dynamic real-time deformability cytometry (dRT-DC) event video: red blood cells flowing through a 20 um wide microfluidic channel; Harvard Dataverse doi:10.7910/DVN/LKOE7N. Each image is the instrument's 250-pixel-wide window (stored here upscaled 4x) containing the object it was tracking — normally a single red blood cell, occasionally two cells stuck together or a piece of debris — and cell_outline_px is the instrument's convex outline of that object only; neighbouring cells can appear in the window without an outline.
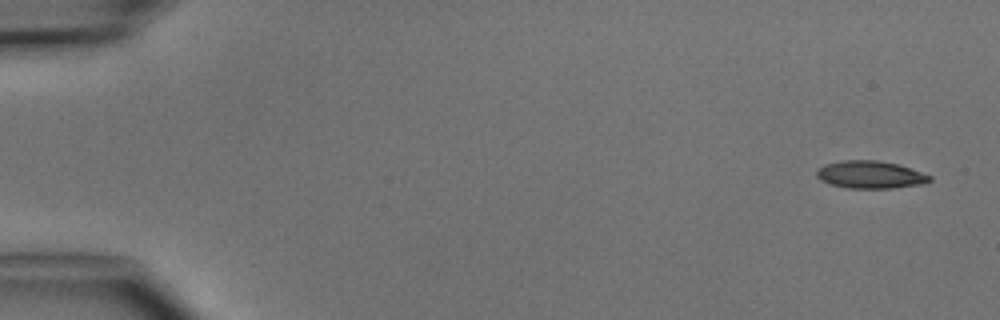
{"species": "common noctule bat (a hibernating species)", "species_latin": "Nyctalus noctula", "temperature_condition": "cold", "stored_images_in_passage": 6, "camera_frame_rate_fps": 3000, "um_per_image_px": 0.085, "animal": {"sex": "male", "body_mass_g": 15.6}, "frame": {"image": 1, "passage_image": 1, "time_ms": 0.0, "image_size_px": [1000, 320], "cell_outline_px": [[932, 180], [924, 184], [892, 188], [848, 188], [832, 184], [820, 180], [816, 176], [816, 168], [824, 164], [844, 160], [880, 160], [896, 164], [932, 176]], "centroid_in_image_um": [73.95, 14.84], "position_along_channel_um": 11.1, "area_um2": 18.15}}
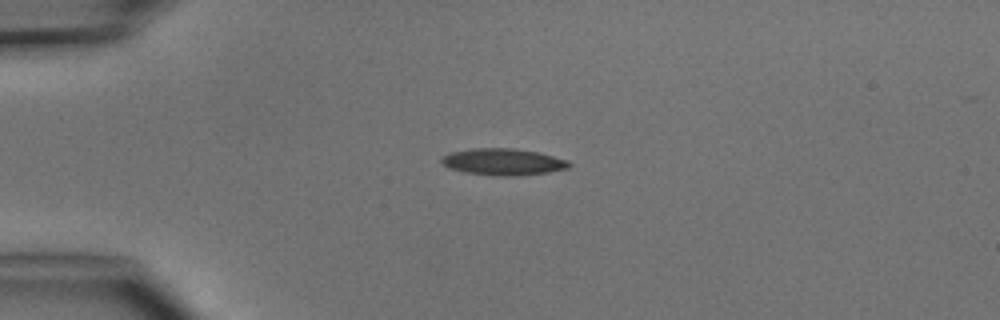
{"frame": {"image": 2, "passage_image": 4, "time_ms": 3.333, "image_size_px": [1000, 320], "cell_outline_px": [[572, 164], [568, 168], [548, 172], [516, 176], [496, 176], [464, 172], [448, 168], [440, 160], [444, 156], [452, 152], [472, 148], [516, 148], [540, 152], [568, 160]], "centroid_in_image_um": [42.8, 13.75], "position_along_channel_um": 42.2, "area_um2": 19.94}}